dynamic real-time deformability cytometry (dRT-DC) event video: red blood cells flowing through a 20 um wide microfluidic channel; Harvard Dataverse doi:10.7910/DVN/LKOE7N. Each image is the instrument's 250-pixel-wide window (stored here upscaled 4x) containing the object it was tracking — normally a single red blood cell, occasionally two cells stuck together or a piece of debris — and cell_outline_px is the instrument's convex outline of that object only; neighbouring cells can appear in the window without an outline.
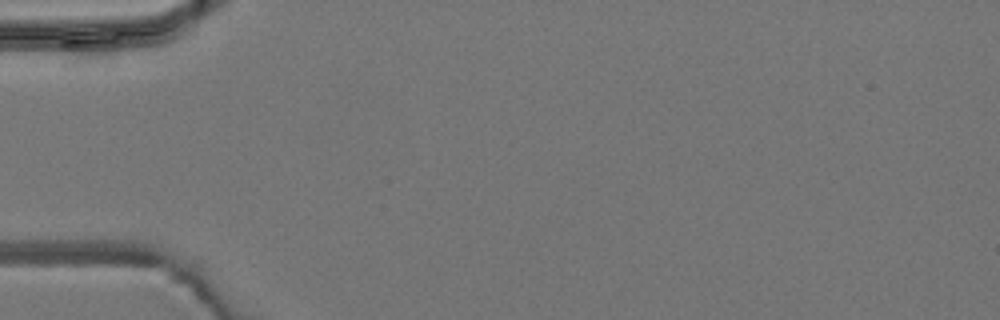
{"species": "common noctule bat (a hibernating species)", "species_latin": "Nyctalus noctula", "temperature_condition": "room temperature", "stored_images_in_passage": 13, "camera_frame_rate_fps": 3000, "um_per_image_px": 0.085, "animal": {"sex": "male", "body_mass_g": 19.2, "forearm_length_mm": 51.8}, "frame": {"image": 1, "passage_image": 1, "time_ms": 0.0, "image_size_px": [1000, 320], "cell_outline_px": [[120, 32], [116, 56], [112, 64], [64, 64], [60, 44], [60, 40], [68, 32]], "centroid_in_image_um": [7.62, 4.05], "position_along_channel_um": 77.4, "area_um2": 12.66}}
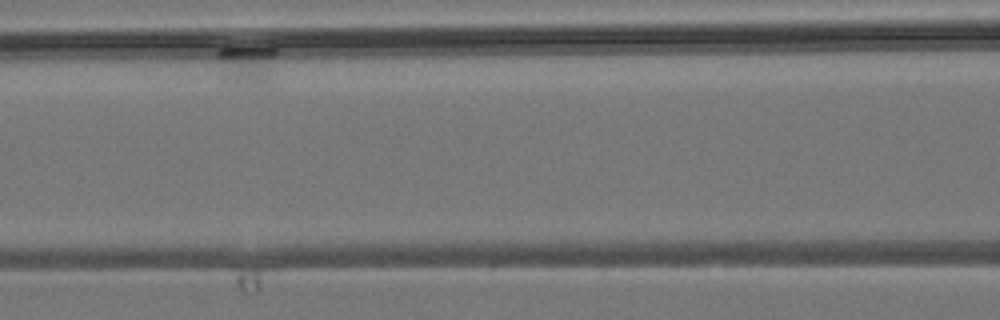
{"frame": {"image": 2, "passage_image": 7, "time_ms": 8.0, "image_size_px": [1000, 320], "cell_outline_px": [[276, 52], [268, 76], [264, 84], [240, 84], [220, 80], [216, 56], [216, 52], [220, 48], [276, 48]], "centroid_in_image_um": [20.83, 5.5], "position_along_channel_um": 145.8, "area_um2": 13.53}}
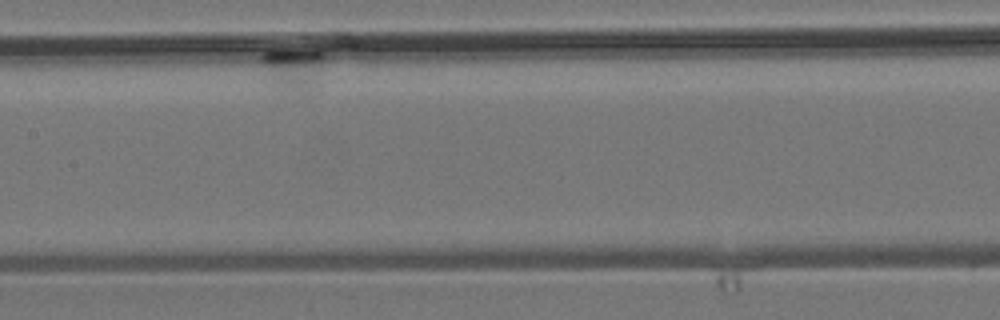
{"frame": {"image": 3, "passage_image": 10, "time_ms": 11.333, "image_size_px": [1000, 320], "cell_outline_px": [[324, 56], [312, 88], [276, 88], [260, 60], [260, 56], [264, 52], [320, 52]], "centroid_in_image_um": [24.85, 5.81], "position_along_channel_um": 182.6, "area_um2": 13.53}}